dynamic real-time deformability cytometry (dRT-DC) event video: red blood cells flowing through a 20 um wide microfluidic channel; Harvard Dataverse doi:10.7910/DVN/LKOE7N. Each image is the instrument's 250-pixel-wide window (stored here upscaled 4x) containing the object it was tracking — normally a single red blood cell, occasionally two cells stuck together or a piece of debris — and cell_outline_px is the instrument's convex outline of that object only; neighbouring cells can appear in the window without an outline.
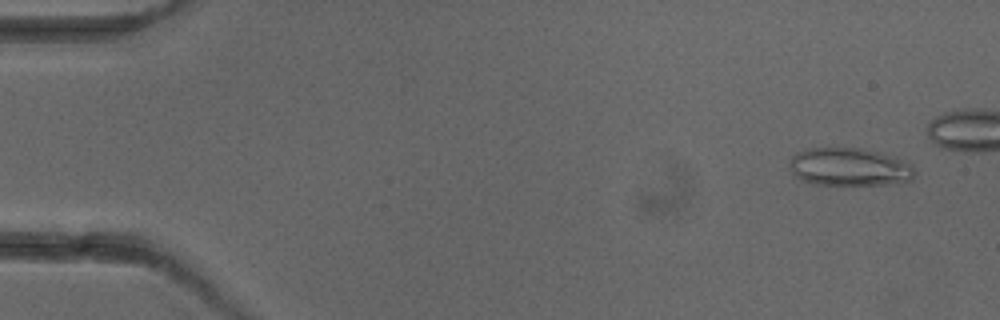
{"species": "common noctule bat (a hibernating species)", "species_latin": "Nyctalus noctula", "temperature_condition": "cold", "stored_images_in_passage": 5, "camera_frame_rate_fps": 3000, "um_per_image_px": 0.085, "animal": {"sex": "female"}, "frame": {"image": 1, "passage_image": 1, "time_ms": 0.0, "image_size_px": [1000, 320], "cell_outline_px": [[916, 172], [912, 180], [884, 184], [812, 184], [800, 180], [792, 172], [788, 164], [788, 160], [796, 152], [808, 148], [860, 148], [896, 156], [912, 164]], "centroid_in_image_um": [72.19, 14.18], "position_along_channel_um": 12.8, "area_um2": 27.92}}